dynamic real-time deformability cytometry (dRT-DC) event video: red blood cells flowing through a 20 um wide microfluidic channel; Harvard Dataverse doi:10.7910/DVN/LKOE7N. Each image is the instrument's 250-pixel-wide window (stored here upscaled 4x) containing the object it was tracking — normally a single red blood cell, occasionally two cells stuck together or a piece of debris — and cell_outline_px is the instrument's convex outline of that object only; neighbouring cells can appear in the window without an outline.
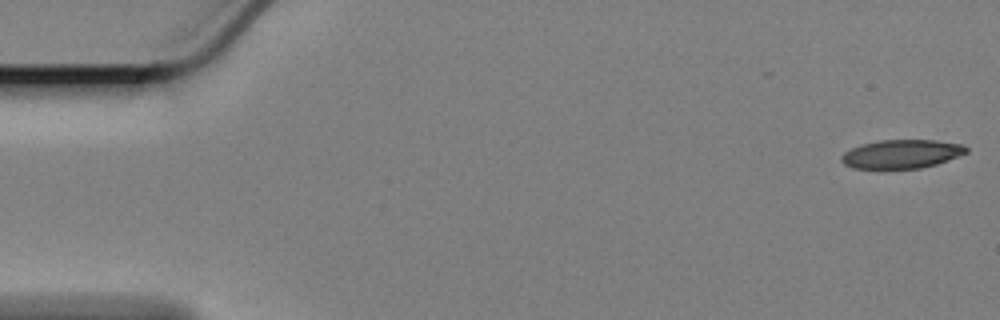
{"species": "Egyptian fruit bat (a non-hibernating species)", "species_latin": "Rousettus aegyptiacus", "temperature_condition": "cold", "stored_images_in_passage": 24, "camera_frame_rate_fps": 3000, "um_per_image_px": 0.085, "animal": {"sex": "female"}, "frame": {"image": 1, "passage_image": 1, "time_ms": 0.0, "image_size_px": [1000, 320], "cell_outline_px": [[968, 152], [960, 156], [936, 164], [920, 168], [852, 168], [844, 164], [840, 160], [840, 156], [844, 152], [860, 144], [880, 140], [936, 140], [964, 144], [968, 148]], "centroid_in_image_um": [76.65, 13.08], "position_along_channel_um": 8.4, "area_um2": 20.98}}
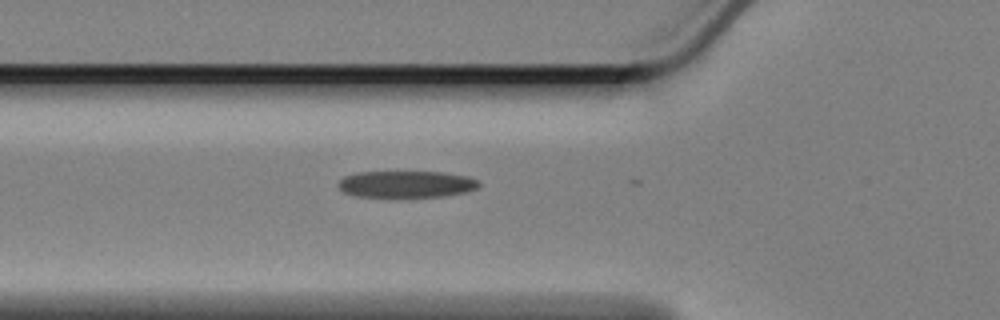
{"frame": {"image": 2, "passage_image": 20, "time_ms": 6.333, "image_size_px": [1000, 320], "cell_outline_px": [[480, 184], [476, 188], [468, 192], [444, 196], [356, 196], [344, 192], [340, 188], [340, 180], [344, 176], [356, 172], [440, 172], [468, 176], [476, 180]], "centroid_in_image_um": [34.56, 15.64], "position_along_channel_um": 91.2, "area_um2": 21.56}}
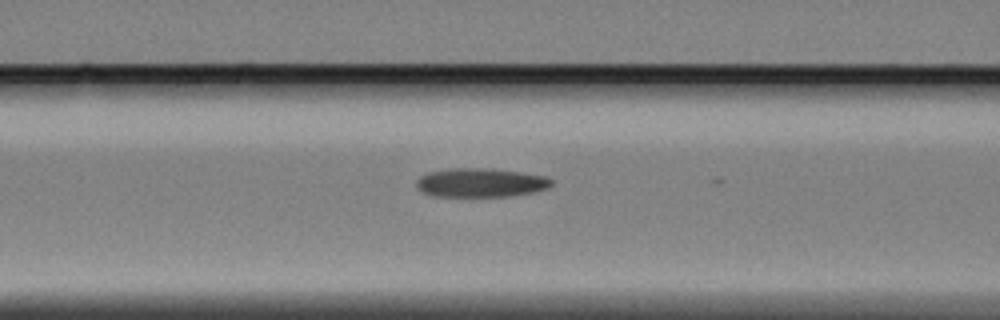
{"frame": {"image": 3, "passage_image": 23, "time_ms": 7.333, "image_size_px": [1000, 320], "cell_outline_px": [[552, 184], [548, 188], [532, 192], [508, 196], [432, 196], [416, 188], [416, 180], [420, 176], [428, 172], [452, 168], [492, 168], [548, 176], [552, 180]], "centroid_in_image_um": [40.85, 15.51], "position_along_channel_um": 125.8, "area_um2": 22.83}}